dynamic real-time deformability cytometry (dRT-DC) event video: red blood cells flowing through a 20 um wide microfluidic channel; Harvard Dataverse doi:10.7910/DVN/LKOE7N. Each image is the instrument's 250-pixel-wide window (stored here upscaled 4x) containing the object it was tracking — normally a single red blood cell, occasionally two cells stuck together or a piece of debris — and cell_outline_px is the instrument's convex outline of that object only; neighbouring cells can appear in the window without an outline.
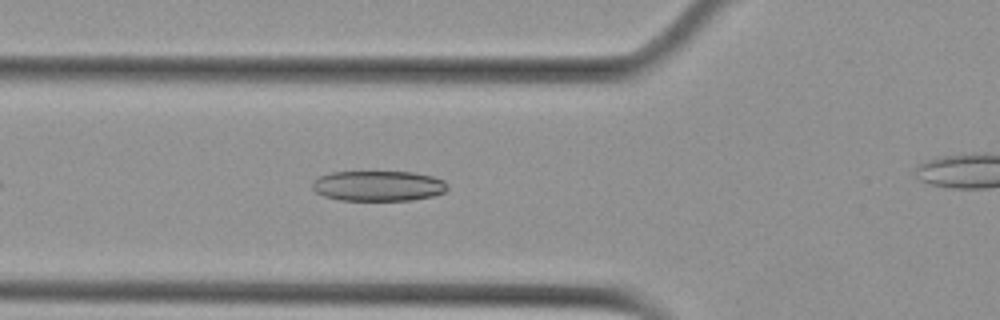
{"species": "Egyptian fruit bat (a non-hibernating species)", "species_latin": "Rousettus aegyptiacus", "temperature_condition": "cold", "stored_images_in_passage": 35, "camera_frame_rate_fps": 3000, "um_per_image_px": 0.085, "animal": {"sex": "female"}, "frame": {"image": 1, "passage_image": 7, "time_ms": 2.0, "image_size_px": [1000, 320], "cell_outline_px": [[448, 188], [444, 192], [432, 196], [412, 200], [340, 200], [324, 196], [316, 192], [312, 188], [312, 180], [320, 176], [332, 172], [416, 172], [432, 176], [444, 180], [448, 184]], "centroid_in_image_um": [32.16, 15.8], "position_along_channel_um": 93.6, "area_um2": 23.99}}
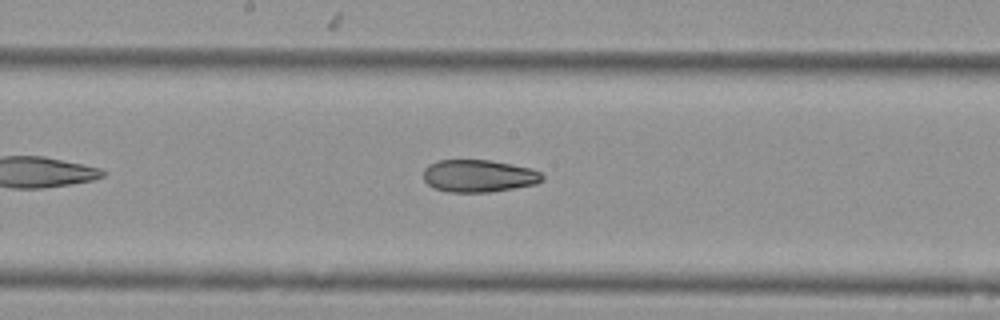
{"frame": {"image": 2, "passage_image": 16, "time_ms": 5.0, "image_size_px": [1000, 320], "cell_outline_px": [[544, 180], [536, 184], [492, 192], [448, 192], [432, 188], [424, 180], [424, 168], [428, 164], [440, 160], [488, 160], [512, 164], [532, 168], [540, 172], [544, 176]], "centroid_in_image_um": [40.7, 14.96], "position_along_channel_um": 207.5, "area_um2": 22.66}}
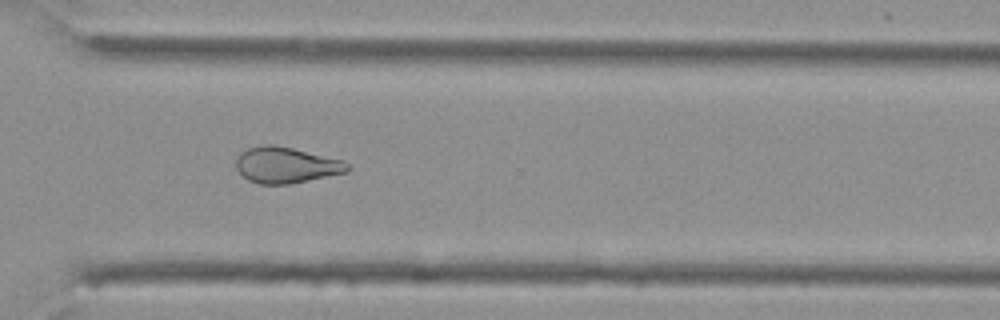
{"frame": {"image": 3, "passage_image": 27, "time_ms": 8.667, "image_size_px": [1000, 320], "cell_outline_px": [[352, 168], [348, 172], [288, 184], [260, 184], [248, 180], [236, 168], [236, 160], [240, 152], [248, 148], [264, 144], [272, 144], [292, 148], [344, 160]], "centroid_in_image_um": [24.33, 14.02], "position_along_channel_um": 346.3, "area_um2": 23.35}, "authors_computed_cell_mechanics": {"area_um2": 23.5246, "velocity_mm_per_s": 3.7856, "shape_relaxation_time_tau1_ms": null, "shape_relaxation_time_tau2_ms": 3.4093, "deformation_change_tau1": null, "deformation_change_tau2": 0.1059}}